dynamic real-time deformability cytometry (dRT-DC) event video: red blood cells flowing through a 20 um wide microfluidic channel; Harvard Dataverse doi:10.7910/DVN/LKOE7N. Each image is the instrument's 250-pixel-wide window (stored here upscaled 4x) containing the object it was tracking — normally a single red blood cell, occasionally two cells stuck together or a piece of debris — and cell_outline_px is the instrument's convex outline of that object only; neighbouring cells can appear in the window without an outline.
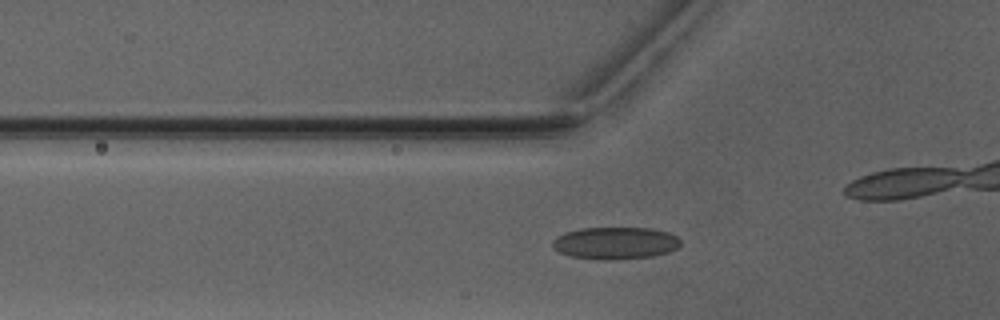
{"species": "Egyptian fruit bat (a non-hibernating species)", "species_latin": "Rousettus aegyptiacus", "temperature_condition": "warm", "stored_images_in_passage": 46, "camera_frame_rate_fps": 3000, "um_per_image_px": 0.085, "animal": {"sex": "male"}, "frame": {"image": 1, "passage_image": 19, "time_ms": 6.0, "image_size_px": [1000, 320], "cell_outline_px": [[680, 244], [676, 248], [668, 252], [652, 256], [608, 260], [600, 260], [572, 256], [560, 252], [552, 248], [552, 240], [556, 236], [564, 232], [580, 228], [652, 228], [668, 232], [676, 236], [680, 240]], "centroid_in_image_um": [52.26, 20.65], "position_along_channel_um": 73.5, "area_um2": 24.04}}
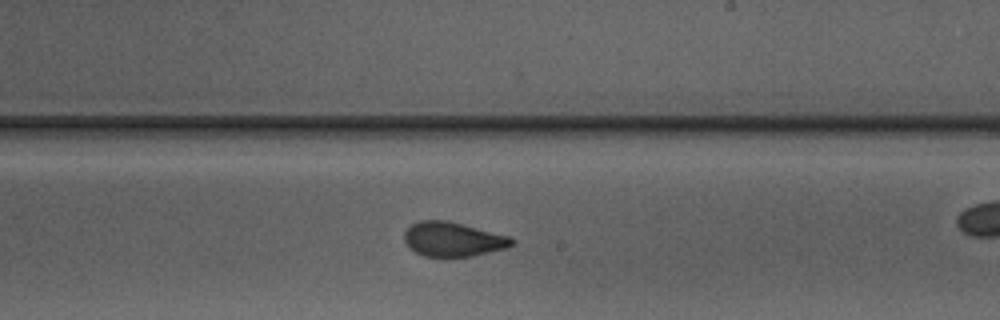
{"frame": {"image": 2, "passage_image": 32, "time_ms": 10.333, "image_size_px": [1000, 320], "cell_outline_px": [[516, 244], [504, 248], [472, 256], [424, 256], [416, 252], [404, 240], [404, 232], [412, 224], [420, 220], [448, 220], [512, 236], [516, 240]], "centroid_in_image_um": [38.56, 20.32], "position_along_channel_um": 250.4, "area_um2": 21.56}}
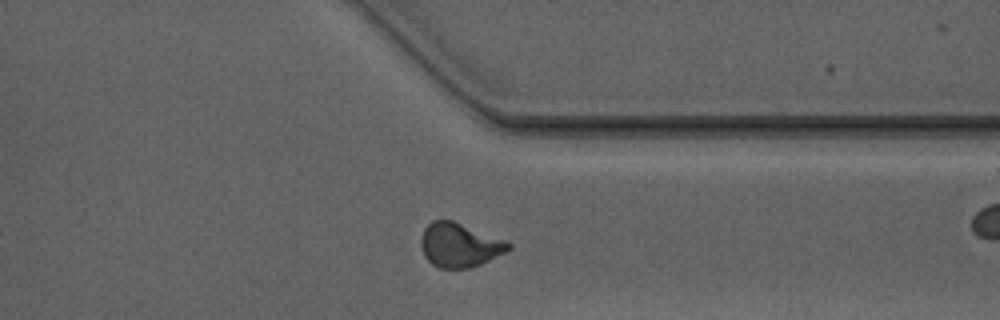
{"frame": {"image": 3, "passage_image": 41, "time_ms": 13.333, "image_size_px": [1000, 320], "cell_outline_px": [[512, 248], [480, 264], [468, 268], [440, 268], [432, 264], [424, 256], [420, 244], [420, 240], [424, 228], [432, 220], [452, 220], [504, 240], [512, 244]], "centroid_in_image_um": [39.02, 20.83], "position_along_channel_um": 372.4, "area_um2": 22.2}}